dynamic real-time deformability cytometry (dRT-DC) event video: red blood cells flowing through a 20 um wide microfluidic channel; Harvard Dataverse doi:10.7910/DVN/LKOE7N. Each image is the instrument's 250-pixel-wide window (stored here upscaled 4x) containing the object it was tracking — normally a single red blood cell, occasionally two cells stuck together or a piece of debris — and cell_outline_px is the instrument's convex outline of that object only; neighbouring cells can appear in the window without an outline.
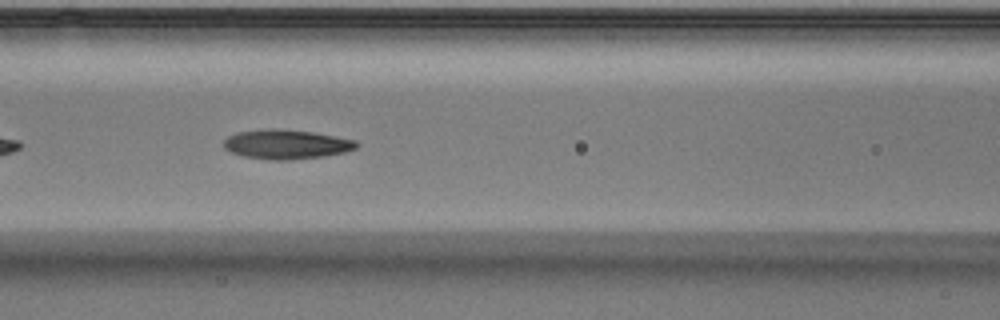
{"species": "Egyptian fruit bat (a non-hibernating species)", "species_latin": "Rousettus aegyptiacus", "temperature_condition": "warm", "stored_images_in_passage": 18, "camera_frame_rate_fps": 3000, "um_per_image_px": 0.085, "animal": {"sex": "male"}, "frame": {"image": 1, "passage_image": 8, "time_ms": 2.333, "image_size_px": [1000, 320], "cell_outline_px": [[360, 144], [356, 148], [344, 152], [324, 156], [288, 160], [272, 160], [244, 156], [232, 152], [224, 148], [224, 140], [228, 136], [236, 132], [268, 128], [276, 128], [312, 132], [356, 140]], "centroid_in_image_um": [24.33, 12.26], "position_along_channel_um": 142.3, "area_um2": 22.72}}
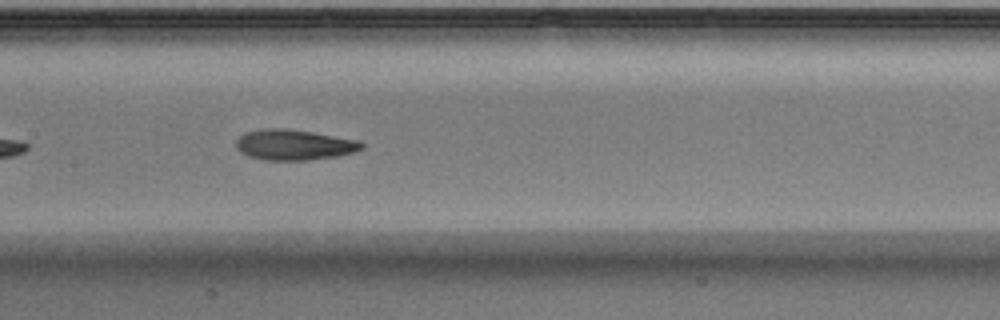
{"frame": {"image": 2, "passage_image": 11, "time_ms": 3.333, "image_size_px": [1000, 320], "cell_outline_px": [[364, 148], [352, 152], [336, 156], [308, 160], [264, 160], [248, 156], [240, 152], [236, 148], [236, 140], [244, 132], [260, 128], [284, 128], [312, 132], [360, 140], [364, 144]], "centroid_in_image_um": [24.96, 12.3], "position_along_channel_um": 182.4, "area_um2": 22.48}}